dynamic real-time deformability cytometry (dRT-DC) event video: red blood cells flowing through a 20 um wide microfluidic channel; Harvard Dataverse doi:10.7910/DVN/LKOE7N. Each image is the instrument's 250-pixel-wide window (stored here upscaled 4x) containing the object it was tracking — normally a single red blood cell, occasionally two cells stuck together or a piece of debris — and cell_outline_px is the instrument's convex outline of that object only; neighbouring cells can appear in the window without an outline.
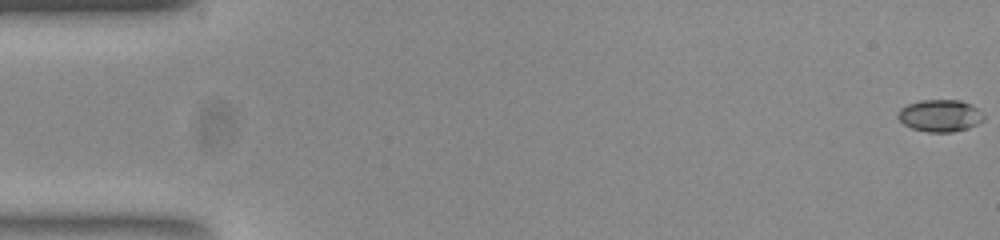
{"species": "common noctule bat (a hibernating species)", "species_latin": "Nyctalus noctula", "temperature_condition": "room temperature", "stored_images_in_passage": 54, "camera_frame_rate_fps": 3000, "um_per_image_px": 0.085, "animal": {"sex": "female", "body_mass_g": 23.0, "forearm_length_mm": 53.4}, "frame": {"image": 1, "passage_image": 1, "time_ms": 0.0, "image_size_px": [1000, 240], "cell_outline_px": [[984, 120], [968, 128], [952, 132], [928, 132], [912, 128], [904, 124], [896, 116], [900, 108], [908, 104], [920, 100], [960, 100], [972, 104], [984, 112]], "centroid_in_image_um": [79.93, 9.82], "position_along_channel_um": 5.1, "area_um2": 16.18}}
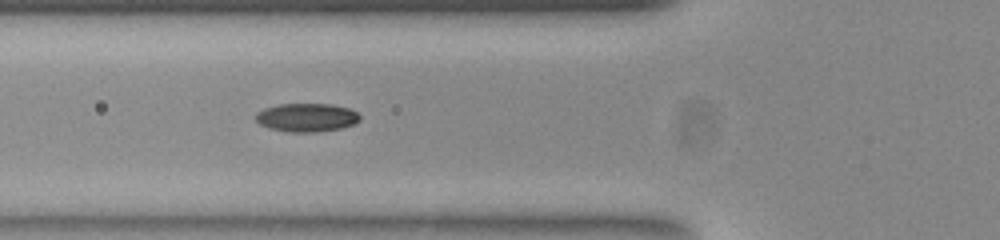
{"frame": {"image": 2, "passage_image": 20, "time_ms": 6.333, "image_size_px": [1000, 240], "cell_outline_px": [[360, 120], [352, 124], [340, 128], [312, 132], [292, 132], [272, 128], [260, 124], [256, 120], [256, 112], [264, 108], [280, 104], [332, 104], [348, 108], [356, 112], [360, 116]], "centroid_in_image_um": [26.06, 9.97], "position_along_channel_um": 99.7, "area_um2": 16.99}}
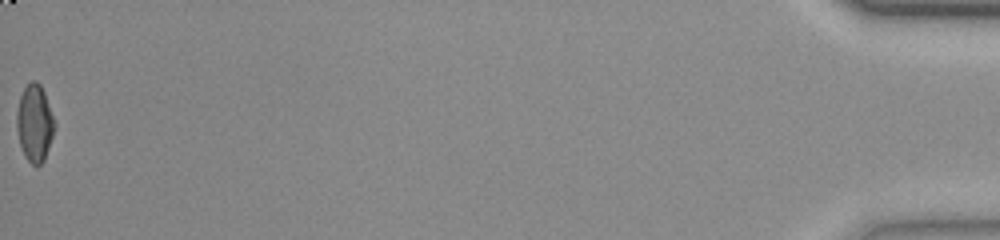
{"frame": {"image": 3, "passage_image": 54, "time_ms": 17.667, "image_size_px": [1000, 240], "cell_outline_px": [[56, 124], [44, 160], [40, 164], [32, 164], [24, 156], [20, 144], [16, 128], [16, 112], [20, 96], [24, 88], [32, 80], [36, 80], [40, 84], [44, 92]], "centroid_in_image_um": [2.93, 10.45], "position_along_channel_um": 432.3, "area_um2": 16.88}, "authors_computed_cell_mechanics": {"area_um2": 16.7042, "velocity_mm_per_s": 3.8762, "shape_relaxation_time_tau1_ms": 4.4523, "shape_relaxation_time_tau2_ms": 2.3753, "deformation_change_tau1": 0.1817, "deformation_change_tau2": 0.0506}}